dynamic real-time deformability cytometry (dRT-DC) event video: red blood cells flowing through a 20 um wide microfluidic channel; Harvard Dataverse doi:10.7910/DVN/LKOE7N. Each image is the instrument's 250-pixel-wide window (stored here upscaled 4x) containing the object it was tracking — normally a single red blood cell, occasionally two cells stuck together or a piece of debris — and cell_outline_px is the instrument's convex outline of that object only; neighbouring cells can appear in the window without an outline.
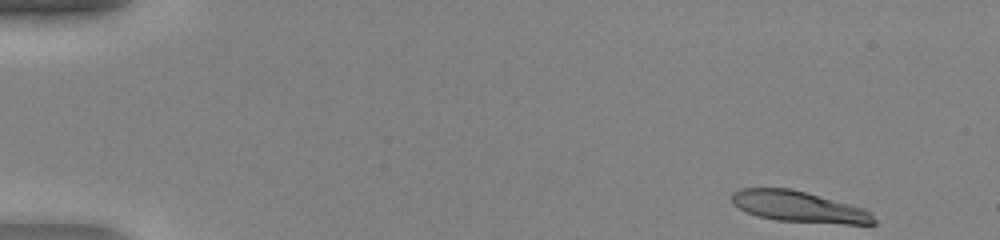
{"species": "human", "species_latin": "Homo sapiens", "temperature_condition": "warm", "stored_images_in_passage": 46, "camera_frame_rate_fps": 3000, "um_per_image_px": 0.085, "donor": {"sex": "female"}, "frame": {"image": 1, "passage_image": 1, "time_ms": 0.0, "image_size_px": [1000, 240], "cell_outline_px": [[876, 224], [844, 224], [776, 220], [756, 216], [732, 204], [732, 192], [740, 188], [788, 188], [804, 192], [864, 208], [872, 212], [876, 220]], "centroid_in_image_um": [67.9, 17.58], "position_along_channel_um": 17.1, "area_um2": 25.55}}
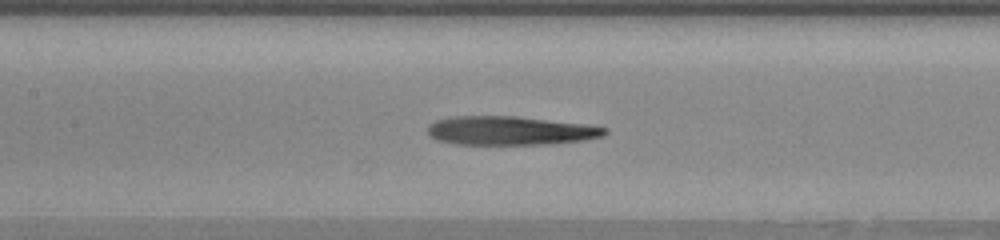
{"frame": {"image": 2, "passage_image": 21, "time_ms": 6.667, "image_size_px": [1000, 240], "cell_outline_px": [[608, 132], [604, 136], [584, 140], [548, 144], [456, 144], [436, 140], [428, 136], [428, 124], [436, 120], [452, 116], [516, 116], [588, 124], [608, 128]], "centroid_in_image_um": [43.37, 11.1], "position_along_channel_um": 164.0, "area_um2": 30.0}}
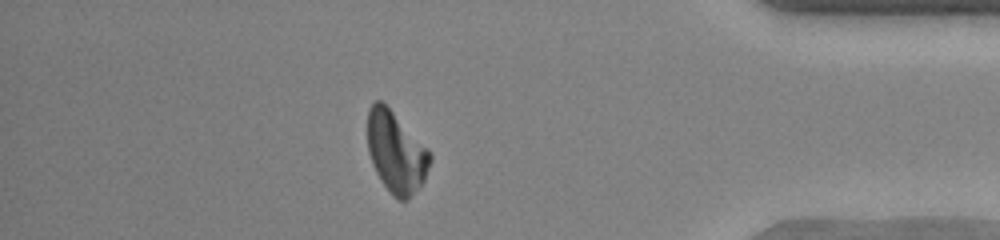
{"frame": {"image": 3, "passage_image": 40, "time_ms": 13.0, "image_size_px": [1000, 240], "cell_outline_px": [[432, 160], [424, 180], [408, 200], [400, 200], [392, 196], [380, 180], [372, 164], [368, 152], [368, 108], [376, 100], [380, 100], [432, 152]], "centroid_in_image_um": [33.67, 12.97], "position_along_channel_um": 401.5, "area_um2": 29.36}, "authors_computed_cell_mechanics": {"area_um2": 29.8826, "velocity_mm_per_s": 4.2403, "shape_relaxation_time_tau1_ms": 7.6157, "shape_relaxation_time_tau2_ms": null, "deformation_change_tau1": 0.3398, "deformation_change_tau2": null}}